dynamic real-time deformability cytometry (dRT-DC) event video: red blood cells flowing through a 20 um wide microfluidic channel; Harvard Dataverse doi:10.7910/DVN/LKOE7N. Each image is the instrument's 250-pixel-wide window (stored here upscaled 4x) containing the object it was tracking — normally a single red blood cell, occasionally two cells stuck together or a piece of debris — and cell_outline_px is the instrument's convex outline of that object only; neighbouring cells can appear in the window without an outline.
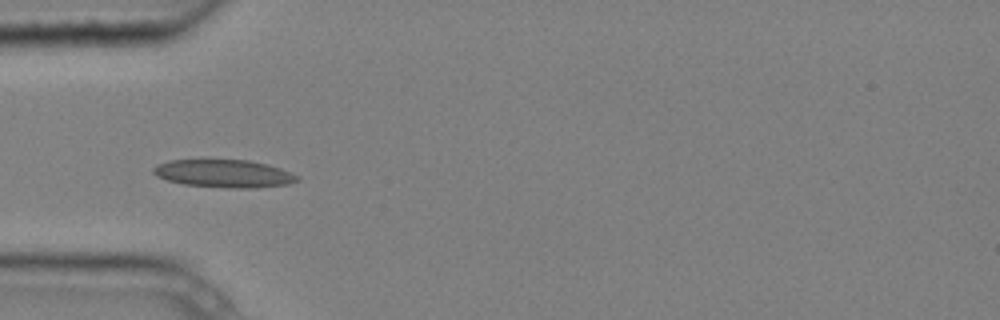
{"species": "common noctule bat (a hibernating species)", "species_latin": "Nyctalus noctula", "temperature_condition": "cold", "stored_images_in_passage": 12, "camera_frame_rate_fps": 3000, "um_per_image_px": 0.085, "animal": {"sex": "male", "body_mass_g": 20.4}, "frame": {"image": 1, "passage_image": 3, "time_ms": 0.667, "image_size_px": [1000, 320], "cell_outline_px": [[300, 180], [288, 184], [256, 188], [228, 188], [184, 184], [168, 180], [156, 176], [152, 172], [152, 168], [156, 164], [168, 160], [248, 160], [268, 164], [292, 172], [300, 176]], "centroid_in_image_um": [19.06, 14.75], "position_along_channel_um": 65.9, "area_um2": 23.52}}
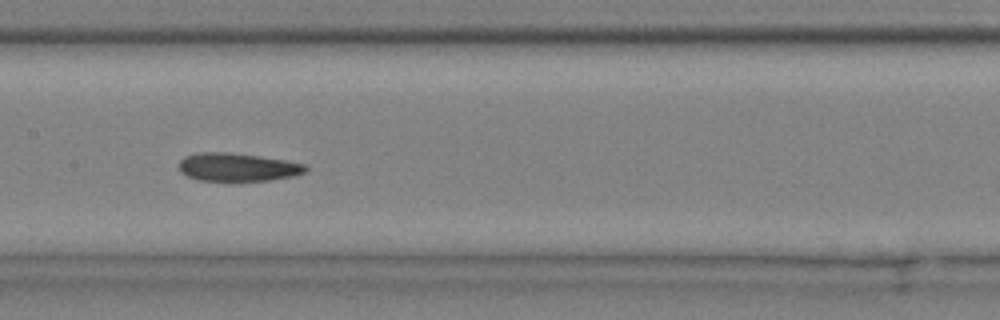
{"frame": {"image": 2, "passage_image": 6, "time_ms": 1.667, "image_size_px": [1000, 320], "cell_outline_px": [[308, 168], [304, 172], [292, 176], [268, 180], [200, 180], [188, 176], [180, 172], [180, 160], [184, 156], [196, 152], [232, 152], [260, 156], [284, 160], [304, 164]], "centroid_in_image_um": [20.16, 14.18], "position_along_channel_um": 187.2, "area_um2": 20.58}}
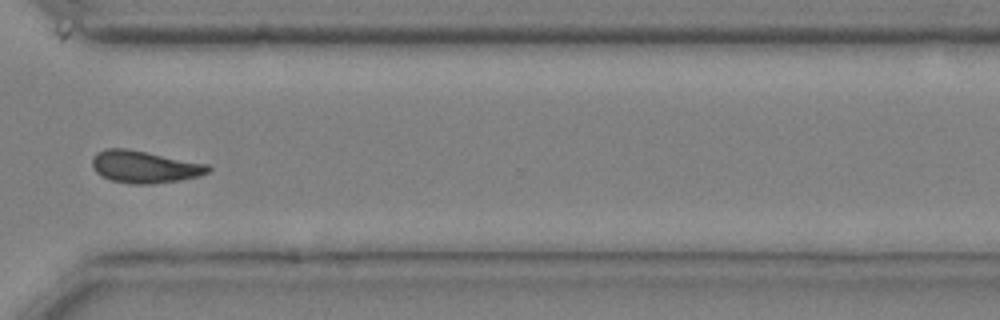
{"frame": {"image": 3, "passage_image": 10, "time_ms": 3.0, "image_size_px": [1000, 320], "cell_outline_px": [[212, 168], [208, 172], [200, 176], [180, 180], [152, 184], [128, 184], [112, 180], [96, 172], [92, 168], [92, 156], [96, 152], [104, 148], [124, 148], [208, 164]], "centroid_in_image_um": [12.26, 14.18], "position_along_channel_um": 358.3, "area_um2": 21.73}}